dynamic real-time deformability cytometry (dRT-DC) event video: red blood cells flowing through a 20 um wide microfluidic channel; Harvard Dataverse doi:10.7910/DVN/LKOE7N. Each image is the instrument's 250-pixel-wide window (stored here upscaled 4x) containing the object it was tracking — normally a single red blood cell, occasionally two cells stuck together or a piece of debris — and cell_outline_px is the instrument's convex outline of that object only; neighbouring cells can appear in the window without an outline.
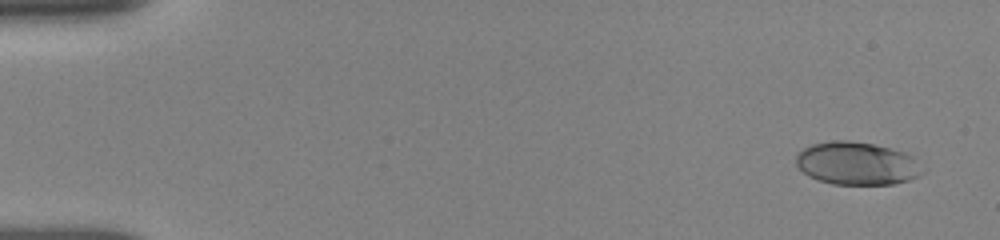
{"species": "human", "species_latin": "Homo sapiens", "temperature_condition": "room temperature", "stored_images_in_passage": 85, "camera_frame_rate_fps": 3000, "um_per_image_px": 0.085, "donor": {"sex": "female"}, "frame": {"image": 1, "passage_image": 2, "time_ms": 0.333, "image_size_px": [1000, 240], "cell_outline_px": [[928, 168], [920, 176], [908, 180], [892, 184], [832, 184], [808, 176], [796, 164], [796, 152], [812, 144], [832, 140], [848, 140], [872, 144], [892, 148], [904, 152], [912, 156]], "centroid_in_image_um": [72.89, 13.89], "position_along_channel_um": 12.1, "area_um2": 31.96}}
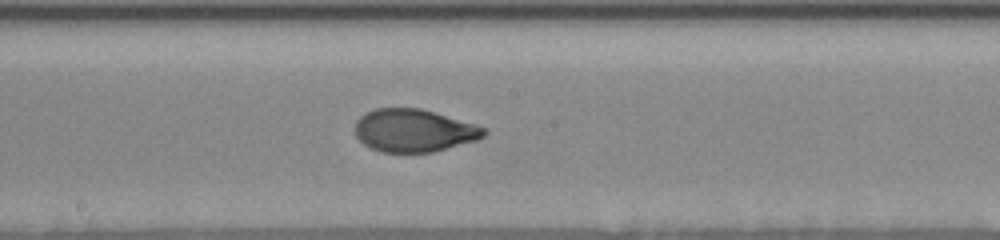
{"frame": {"image": 2, "passage_image": 52, "time_ms": 9.0, "image_size_px": [1000, 240], "cell_outline_px": [[488, 132], [480, 140], [432, 152], [380, 152], [364, 144], [356, 136], [356, 120], [360, 116], [376, 108], [420, 108], [476, 124], [488, 128]], "centroid_in_image_um": [35.23, 11.1], "position_along_channel_um": 213.0, "area_um2": 32.25}}
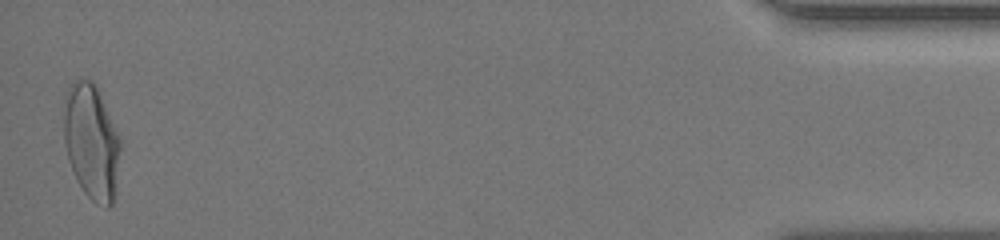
{"frame": {"image": 3, "passage_image": 84, "time_ms": 16.667, "image_size_px": [1000, 240], "cell_outline_px": [[120, 148], [112, 204], [108, 208], [104, 208], [96, 204], [84, 192], [68, 160], [64, 140], [64, 96], [68, 88], [80, 76], [92, 80], [96, 84], [120, 136]], "centroid_in_image_um": [7.76, 11.98], "position_along_channel_um": 427.4, "area_um2": 37.92}, "authors_computed_cell_mechanics": {"area_um2": 32.5992, "velocity_mm_per_s": 3.8533, "shape_relaxation_time_tau1_ms": 3.4227, "shape_relaxation_time_tau2_ms": 0.7757, "deformation_change_tau1": 0.1606, "deformation_change_tau2": 0.0502}}